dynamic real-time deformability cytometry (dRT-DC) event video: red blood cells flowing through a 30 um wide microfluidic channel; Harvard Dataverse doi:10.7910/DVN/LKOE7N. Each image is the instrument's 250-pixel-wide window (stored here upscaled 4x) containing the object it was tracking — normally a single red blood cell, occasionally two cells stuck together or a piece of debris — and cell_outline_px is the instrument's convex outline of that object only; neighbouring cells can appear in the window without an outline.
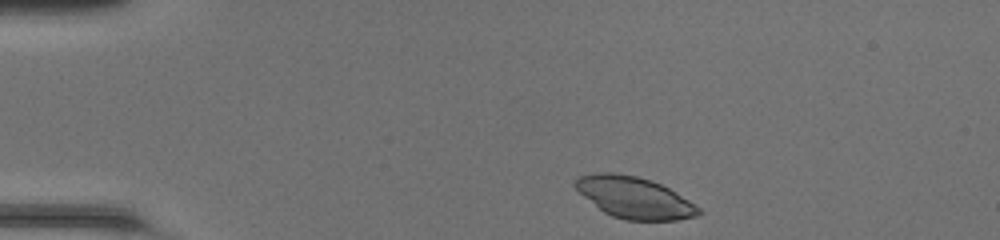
{"species": "common noctule bat (a hibernating species)", "species_latin": "Nyctalus noctula", "temperature_condition": "room temperature", "stored_images_in_passage": 40, "camera_frame_rate_fps": 3000, "um_per_image_px": 0.085, "animal": {"sex": "female", "body_mass_g": 20.0, "forearm_length_mm": 54.0}, "frame": {"image": 1, "passage_image": 1, "time_ms": 0.0, "image_size_px": [1000, 240], "cell_outline_px": [[704, 212], [696, 216], [676, 220], [624, 220], [612, 216], [604, 212], [584, 196], [572, 184], [576, 176], [596, 172], [612, 172], [636, 176], [660, 184], [668, 188], [688, 200], [700, 208]], "centroid_in_image_um": [53.89, 16.79], "position_along_channel_um": 31.1, "area_um2": 29.59}}
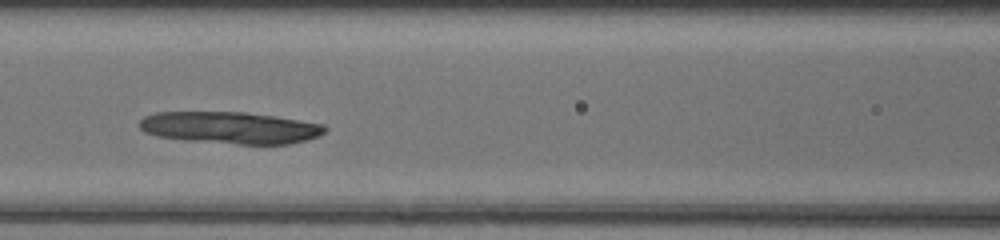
{"frame": {"image": 2, "passage_image": 14, "time_ms": 4.333, "image_size_px": [1000, 240], "cell_outline_px": [[328, 128], [320, 136], [308, 140], [288, 144], [236, 144], [184, 140], [156, 136], [144, 132], [140, 128], [140, 120], [144, 116], [156, 112], [244, 112], [272, 116], [324, 124]], "centroid_in_image_um": [19.56, 10.86], "position_along_channel_um": 147.0, "area_um2": 34.56}}
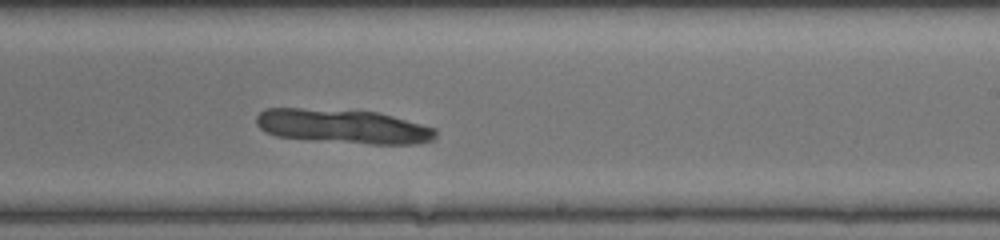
{"frame": {"image": 3, "passage_image": 22, "time_ms": 7.0, "image_size_px": [1000, 240], "cell_outline_px": [[436, 136], [432, 140], [416, 144], [372, 144], [276, 136], [264, 132], [256, 124], [256, 116], [264, 108], [300, 108], [380, 112], [436, 128]], "centroid_in_image_um": [29.17, 10.73], "position_along_channel_um": 259.8, "area_um2": 35.6}}